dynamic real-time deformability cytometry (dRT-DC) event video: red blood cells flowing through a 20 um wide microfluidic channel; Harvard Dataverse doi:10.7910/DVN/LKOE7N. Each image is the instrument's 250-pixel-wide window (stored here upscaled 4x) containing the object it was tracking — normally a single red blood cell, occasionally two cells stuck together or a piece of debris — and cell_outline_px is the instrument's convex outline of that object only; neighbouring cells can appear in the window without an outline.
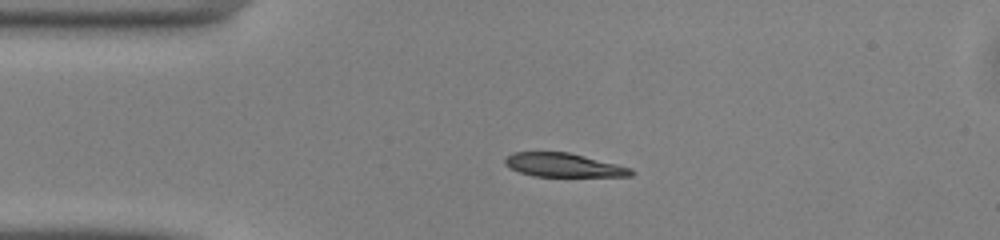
{"species": "common noctule bat (a hibernating species)", "species_latin": "Nyctalus noctula", "temperature_condition": "warm", "stored_images_in_passage": 39, "camera_frame_rate_fps": 3000, "um_per_image_px": 0.085, "animal": {"sex": "male", "body_mass_g": 13.0, "forearm_length_mm": 53.1}, "frame": {"image": 1, "passage_image": 1, "time_ms": 0.0, "image_size_px": [1000, 240], "cell_outline_px": [[636, 172], [632, 176], [532, 176], [508, 168], [504, 164], [504, 160], [512, 152], [568, 152], [632, 168]], "centroid_in_image_um": [47.88, 14.03], "position_along_channel_um": 37.1, "area_um2": 17.4}}
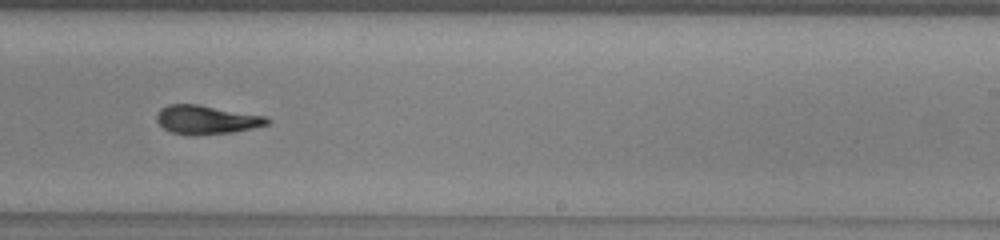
{"frame": {"image": 2, "passage_image": 20, "time_ms": 6.333, "image_size_px": [1000, 240], "cell_outline_px": [[272, 120], [268, 124], [252, 128], [232, 132], [196, 136], [172, 132], [164, 128], [156, 120], [156, 112], [160, 108], [168, 104], [200, 104], [268, 116]], "centroid_in_image_um": [17.56, 10.16], "position_along_channel_um": 271.4, "area_um2": 18.84}}
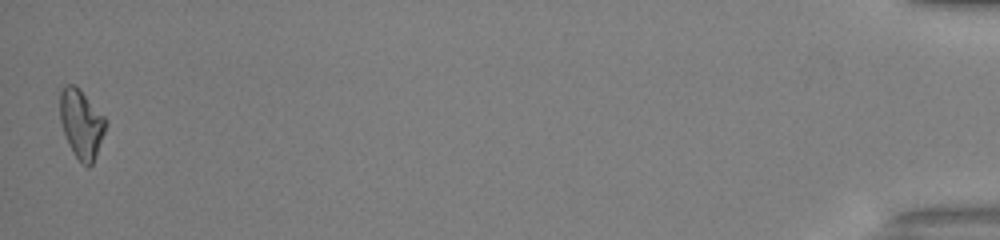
{"frame": {"image": 3, "passage_image": 39, "time_ms": 12.667, "image_size_px": [1000, 240], "cell_outline_px": [[104, 132], [92, 164], [88, 168], [72, 152], [64, 132], [60, 120], [60, 92], [64, 84], [72, 84], [104, 116]], "centroid_in_image_um": [6.87, 10.54], "position_along_channel_um": 428.3, "area_um2": 17.46}, "authors_computed_cell_mechanics": {"area_um2": 18.5538, "velocity_mm_per_s": 4.1328, "shape_relaxation_time_tau1_ms": 3.927, "shape_relaxation_time_tau2_ms": 6.4829, "deformation_change_tau1": 0.1593, "deformation_change_tau2": 0.1001}}